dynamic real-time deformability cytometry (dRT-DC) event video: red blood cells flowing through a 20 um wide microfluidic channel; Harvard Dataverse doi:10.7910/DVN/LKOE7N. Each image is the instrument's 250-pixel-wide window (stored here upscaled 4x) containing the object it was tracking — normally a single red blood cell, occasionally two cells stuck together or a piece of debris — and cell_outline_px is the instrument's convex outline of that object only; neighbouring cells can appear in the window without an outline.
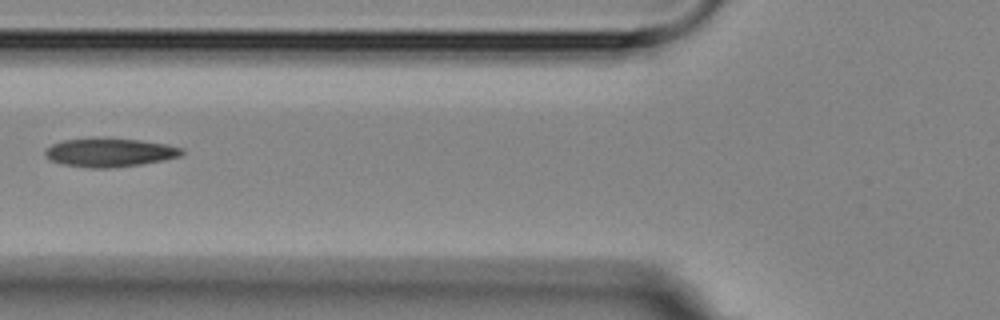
{"species": "Egyptian fruit bat (a non-hibernating species)", "species_latin": "Rousettus aegyptiacus", "temperature_condition": "room temperature", "stored_images_in_passage": 3, "camera_frame_rate_fps": 3000, "um_per_image_px": 0.085, "animal": {"sex": "female"}, "frame": {"image": 1, "passage_image": 3, "time_ms": 2.333, "image_size_px": [1000, 320], "cell_outline_px": [[184, 152], [180, 156], [140, 164], [108, 168], [92, 168], [64, 164], [52, 160], [44, 152], [52, 144], [64, 140], [92, 136], [96, 136], [140, 140], [168, 144], [184, 148]], "centroid_in_image_um": [9.34, 12.92], "position_along_channel_um": 116.5, "area_um2": 22.95}}